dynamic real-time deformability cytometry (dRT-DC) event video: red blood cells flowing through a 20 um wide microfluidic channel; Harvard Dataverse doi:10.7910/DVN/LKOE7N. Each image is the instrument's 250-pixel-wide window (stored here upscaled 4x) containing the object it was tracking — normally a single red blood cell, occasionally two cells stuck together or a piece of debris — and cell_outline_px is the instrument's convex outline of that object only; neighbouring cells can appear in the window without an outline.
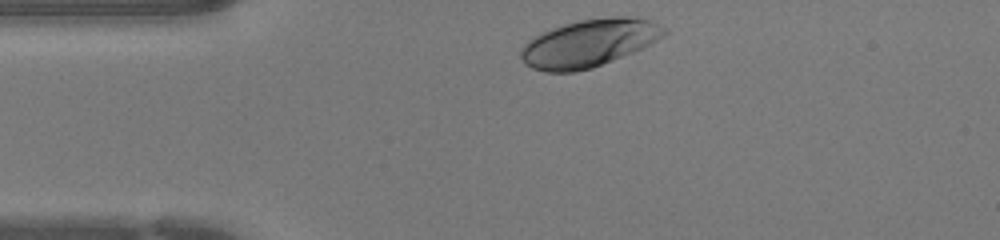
{"species": "human", "species_latin": "Homo sapiens", "temperature_condition": "warm", "stored_images_in_passage": 28, "camera_frame_rate_fps": 3000, "um_per_image_px": 0.085, "donor": {"sex": "female"}, "frame": {"image": 1, "passage_image": 1, "time_ms": 0.0, "image_size_px": [1000, 240], "cell_outline_px": [[668, 32], [664, 36], [632, 52], [592, 68], [576, 72], [544, 72], [532, 68], [524, 64], [520, 56], [520, 48], [532, 36], [552, 28], [564, 24], [580, 20], [612, 16], [636, 16], [652, 20], [668, 28]], "centroid_in_image_um": [50.05, 3.65], "position_along_channel_um": 34.9, "area_um2": 40.0}}
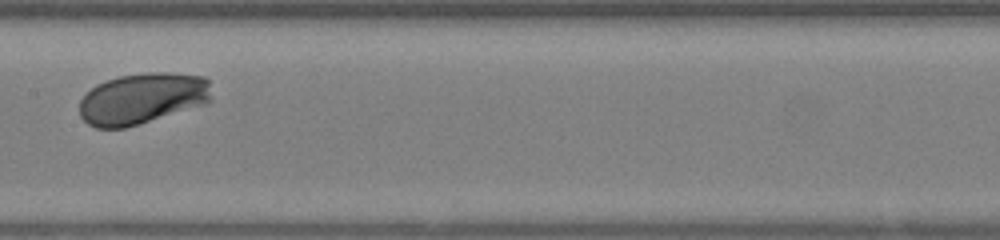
{"frame": {"image": 2, "passage_image": 14, "time_ms": 4.333, "image_size_px": [1000, 240], "cell_outline_px": [[212, 100], [208, 104], [124, 128], [96, 128], [88, 124], [80, 116], [80, 100], [96, 84], [120, 76], [148, 72], [168, 72], [204, 76], [208, 80]], "centroid_in_image_um": [12.13, 8.37], "position_along_channel_um": 195.3, "area_um2": 39.48}}
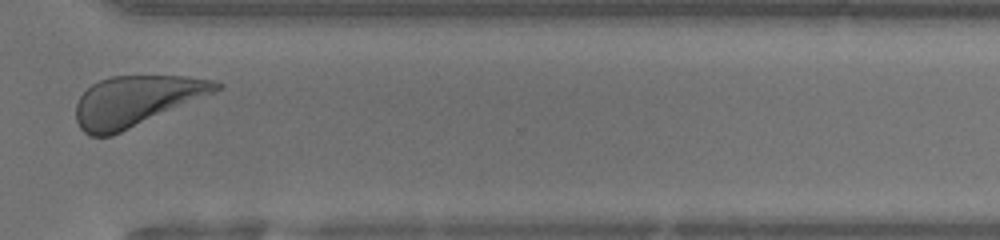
{"frame": {"image": 3, "passage_image": 25, "time_ms": 8.0, "image_size_px": [1000, 240], "cell_outline_px": [[224, 84], [216, 92], [112, 136], [88, 136], [80, 128], [76, 120], [76, 104], [80, 96], [92, 84], [100, 80], [112, 76], [184, 76], [216, 80]], "centroid_in_image_um": [11.58, 8.58], "position_along_channel_um": 359.0, "area_um2": 41.04}}